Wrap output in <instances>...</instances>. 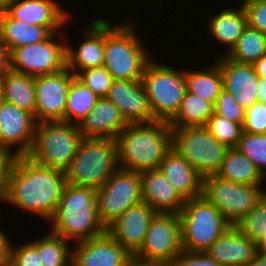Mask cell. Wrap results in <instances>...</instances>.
Wrapping results in <instances>:
<instances>
[{
  "label": "cell",
  "instance_id": "obj_35",
  "mask_svg": "<svg viewBox=\"0 0 266 266\" xmlns=\"http://www.w3.org/2000/svg\"><path fill=\"white\" fill-rule=\"evenodd\" d=\"M209 132L222 144L236 148L243 133V126L213 113L205 125Z\"/></svg>",
  "mask_w": 266,
  "mask_h": 266
},
{
  "label": "cell",
  "instance_id": "obj_22",
  "mask_svg": "<svg viewBox=\"0 0 266 266\" xmlns=\"http://www.w3.org/2000/svg\"><path fill=\"white\" fill-rule=\"evenodd\" d=\"M257 251V243L232 225L205 253L221 266H247Z\"/></svg>",
  "mask_w": 266,
  "mask_h": 266
},
{
  "label": "cell",
  "instance_id": "obj_2",
  "mask_svg": "<svg viewBox=\"0 0 266 266\" xmlns=\"http://www.w3.org/2000/svg\"><path fill=\"white\" fill-rule=\"evenodd\" d=\"M115 140L119 168L139 173L157 170L172 149V127L158 120L128 124Z\"/></svg>",
  "mask_w": 266,
  "mask_h": 266
},
{
  "label": "cell",
  "instance_id": "obj_19",
  "mask_svg": "<svg viewBox=\"0 0 266 266\" xmlns=\"http://www.w3.org/2000/svg\"><path fill=\"white\" fill-rule=\"evenodd\" d=\"M85 30L79 44L73 47L67 41V68L75 75L87 68L104 66L105 19L95 18Z\"/></svg>",
  "mask_w": 266,
  "mask_h": 266
},
{
  "label": "cell",
  "instance_id": "obj_32",
  "mask_svg": "<svg viewBox=\"0 0 266 266\" xmlns=\"http://www.w3.org/2000/svg\"><path fill=\"white\" fill-rule=\"evenodd\" d=\"M98 99L99 97L75 76L67 92L65 122L79 125Z\"/></svg>",
  "mask_w": 266,
  "mask_h": 266
},
{
  "label": "cell",
  "instance_id": "obj_3",
  "mask_svg": "<svg viewBox=\"0 0 266 266\" xmlns=\"http://www.w3.org/2000/svg\"><path fill=\"white\" fill-rule=\"evenodd\" d=\"M49 223L50 232L71 244L106 233L98 214L97 190L66 183Z\"/></svg>",
  "mask_w": 266,
  "mask_h": 266
},
{
  "label": "cell",
  "instance_id": "obj_17",
  "mask_svg": "<svg viewBox=\"0 0 266 266\" xmlns=\"http://www.w3.org/2000/svg\"><path fill=\"white\" fill-rule=\"evenodd\" d=\"M128 124L157 121L141 80H113L106 96Z\"/></svg>",
  "mask_w": 266,
  "mask_h": 266
},
{
  "label": "cell",
  "instance_id": "obj_4",
  "mask_svg": "<svg viewBox=\"0 0 266 266\" xmlns=\"http://www.w3.org/2000/svg\"><path fill=\"white\" fill-rule=\"evenodd\" d=\"M132 20L112 24L105 19L104 67L114 80H141L146 65L155 57L145 48Z\"/></svg>",
  "mask_w": 266,
  "mask_h": 266
},
{
  "label": "cell",
  "instance_id": "obj_18",
  "mask_svg": "<svg viewBox=\"0 0 266 266\" xmlns=\"http://www.w3.org/2000/svg\"><path fill=\"white\" fill-rule=\"evenodd\" d=\"M131 255L107 232L72 246L71 266H127Z\"/></svg>",
  "mask_w": 266,
  "mask_h": 266
},
{
  "label": "cell",
  "instance_id": "obj_40",
  "mask_svg": "<svg viewBox=\"0 0 266 266\" xmlns=\"http://www.w3.org/2000/svg\"><path fill=\"white\" fill-rule=\"evenodd\" d=\"M29 241L18 247L11 244L10 261L15 266H42L37 248Z\"/></svg>",
  "mask_w": 266,
  "mask_h": 266
},
{
  "label": "cell",
  "instance_id": "obj_30",
  "mask_svg": "<svg viewBox=\"0 0 266 266\" xmlns=\"http://www.w3.org/2000/svg\"><path fill=\"white\" fill-rule=\"evenodd\" d=\"M185 79L188 92L198 95L213 104H215L217 97L223 90L222 73L216 61L200 70H188L186 67Z\"/></svg>",
  "mask_w": 266,
  "mask_h": 266
},
{
  "label": "cell",
  "instance_id": "obj_27",
  "mask_svg": "<svg viewBox=\"0 0 266 266\" xmlns=\"http://www.w3.org/2000/svg\"><path fill=\"white\" fill-rule=\"evenodd\" d=\"M53 33L47 28L12 18L6 11L0 12V35L10 52L18 47L48 39Z\"/></svg>",
  "mask_w": 266,
  "mask_h": 266
},
{
  "label": "cell",
  "instance_id": "obj_50",
  "mask_svg": "<svg viewBox=\"0 0 266 266\" xmlns=\"http://www.w3.org/2000/svg\"><path fill=\"white\" fill-rule=\"evenodd\" d=\"M247 266H266V252L258 249L255 257Z\"/></svg>",
  "mask_w": 266,
  "mask_h": 266
},
{
  "label": "cell",
  "instance_id": "obj_6",
  "mask_svg": "<svg viewBox=\"0 0 266 266\" xmlns=\"http://www.w3.org/2000/svg\"><path fill=\"white\" fill-rule=\"evenodd\" d=\"M83 138L79 126L70 122L36 123L32 148L27 157L42 166L65 172Z\"/></svg>",
  "mask_w": 266,
  "mask_h": 266
},
{
  "label": "cell",
  "instance_id": "obj_41",
  "mask_svg": "<svg viewBox=\"0 0 266 266\" xmlns=\"http://www.w3.org/2000/svg\"><path fill=\"white\" fill-rule=\"evenodd\" d=\"M247 15V25L266 36V0H241Z\"/></svg>",
  "mask_w": 266,
  "mask_h": 266
},
{
  "label": "cell",
  "instance_id": "obj_11",
  "mask_svg": "<svg viewBox=\"0 0 266 266\" xmlns=\"http://www.w3.org/2000/svg\"><path fill=\"white\" fill-rule=\"evenodd\" d=\"M62 32L65 34L64 31L55 32L44 41L13 49L10 52L11 70L36 77L67 68V40L62 42L66 37Z\"/></svg>",
  "mask_w": 266,
  "mask_h": 266
},
{
  "label": "cell",
  "instance_id": "obj_37",
  "mask_svg": "<svg viewBox=\"0 0 266 266\" xmlns=\"http://www.w3.org/2000/svg\"><path fill=\"white\" fill-rule=\"evenodd\" d=\"M236 226L256 243L264 237L266 232L265 192L255 207Z\"/></svg>",
  "mask_w": 266,
  "mask_h": 266
},
{
  "label": "cell",
  "instance_id": "obj_31",
  "mask_svg": "<svg viewBox=\"0 0 266 266\" xmlns=\"http://www.w3.org/2000/svg\"><path fill=\"white\" fill-rule=\"evenodd\" d=\"M214 113V104L186 90L180 108L168 122L171 127L205 126Z\"/></svg>",
  "mask_w": 266,
  "mask_h": 266
},
{
  "label": "cell",
  "instance_id": "obj_54",
  "mask_svg": "<svg viewBox=\"0 0 266 266\" xmlns=\"http://www.w3.org/2000/svg\"><path fill=\"white\" fill-rule=\"evenodd\" d=\"M0 266H15V265L9 260V261L3 263V264L0 265Z\"/></svg>",
  "mask_w": 266,
  "mask_h": 266
},
{
  "label": "cell",
  "instance_id": "obj_5",
  "mask_svg": "<svg viewBox=\"0 0 266 266\" xmlns=\"http://www.w3.org/2000/svg\"><path fill=\"white\" fill-rule=\"evenodd\" d=\"M118 168L115 139L84 137L65 171L66 183L98 190Z\"/></svg>",
  "mask_w": 266,
  "mask_h": 266
},
{
  "label": "cell",
  "instance_id": "obj_9",
  "mask_svg": "<svg viewBox=\"0 0 266 266\" xmlns=\"http://www.w3.org/2000/svg\"><path fill=\"white\" fill-rule=\"evenodd\" d=\"M172 148L203 178L217 173L229 150L206 126L172 127Z\"/></svg>",
  "mask_w": 266,
  "mask_h": 266
},
{
  "label": "cell",
  "instance_id": "obj_42",
  "mask_svg": "<svg viewBox=\"0 0 266 266\" xmlns=\"http://www.w3.org/2000/svg\"><path fill=\"white\" fill-rule=\"evenodd\" d=\"M243 131L253 134H266V107L261 102L245 109Z\"/></svg>",
  "mask_w": 266,
  "mask_h": 266
},
{
  "label": "cell",
  "instance_id": "obj_20",
  "mask_svg": "<svg viewBox=\"0 0 266 266\" xmlns=\"http://www.w3.org/2000/svg\"><path fill=\"white\" fill-rule=\"evenodd\" d=\"M61 6L58 0H16L5 11L16 20L47 27L55 33L72 19Z\"/></svg>",
  "mask_w": 266,
  "mask_h": 266
},
{
  "label": "cell",
  "instance_id": "obj_29",
  "mask_svg": "<svg viewBox=\"0 0 266 266\" xmlns=\"http://www.w3.org/2000/svg\"><path fill=\"white\" fill-rule=\"evenodd\" d=\"M238 184L263 185L266 178L256 165L237 148H229L221 167L215 174Z\"/></svg>",
  "mask_w": 266,
  "mask_h": 266
},
{
  "label": "cell",
  "instance_id": "obj_36",
  "mask_svg": "<svg viewBox=\"0 0 266 266\" xmlns=\"http://www.w3.org/2000/svg\"><path fill=\"white\" fill-rule=\"evenodd\" d=\"M236 148L247 156L266 178V134L243 131Z\"/></svg>",
  "mask_w": 266,
  "mask_h": 266
},
{
  "label": "cell",
  "instance_id": "obj_53",
  "mask_svg": "<svg viewBox=\"0 0 266 266\" xmlns=\"http://www.w3.org/2000/svg\"><path fill=\"white\" fill-rule=\"evenodd\" d=\"M4 102L3 88L0 80V106Z\"/></svg>",
  "mask_w": 266,
  "mask_h": 266
},
{
  "label": "cell",
  "instance_id": "obj_10",
  "mask_svg": "<svg viewBox=\"0 0 266 266\" xmlns=\"http://www.w3.org/2000/svg\"><path fill=\"white\" fill-rule=\"evenodd\" d=\"M263 185L238 184L215 175L203 178L202 195L236 226L258 203Z\"/></svg>",
  "mask_w": 266,
  "mask_h": 266
},
{
  "label": "cell",
  "instance_id": "obj_38",
  "mask_svg": "<svg viewBox=\"0 0 266 266\" xmlns=\"http://www.w3.org/2000/svg\"><path fill=\"white\" fill-rule=\"evenodd\" d=\"M76 77L99 98L107 96L114 80L104 66L81 70L76 74Z\"/></svg>",
  "mask_w": 266,
  "mask_h": 266
},
{
  "label": "cell",
  "instance_id": "obj_15",
  "mask_svg": "<svg viewBox=\"0 0 266 266\" xmlns=\"http://www.w3.org/2000/svg\"><path fill=\"white\" fill-rule=\"evenodd\" d=\"M36 123L31 113L4 101L0 106V148L12 150L17 157L27 156L32 148Z\"/></svg>",
  "mask_w": 266,
  "mask_h": 266
},
{
  "label": "cell",
  "instance_id": "obj_51",
  "mask_svg": "<svg viewBox=\"0 0 266 266\" xmlns=\"http://www.w3.org/2000/svg\"><path fill=\"white\" fill-rule=\"evenodd\" d=\"M16 0H0V12L5 11Z\"/></svg>",
  "mask_w": 266,
  "mask_h": 266
},
{
  "label": "cell",
  "instance_id": "obj_21",
  "mask_svg": "<svg viewBox=\"0 0 266 266\" xmlns=\"http://www.w3.org/2000/svg\"><path fill=\"white\" fill-rule=\"evenodd\" d=\"M216 62L220 66L225 91L230 93L244 109L258 102V76L253 64L239 63L221 54Z\"/></svg>",
  "mask_w": 266,
  "mask_h": 266
},
{
  "label": "cell",
  "instance_id": "obj_16",
  "mask_svg": "<svg viewBox=\"0 0 266 266\" xmlns=\"http://www.w3.org/2000/svg\"><path fill=\"white\" fill-rule=\"evenodd\" d=\"M156 213L141 201L121 214L106 228V232L134 256L142 247L150 221Z\"/></svg>",
  "mask_w": 266,
  "mask_h": 266
},
{
  "label": "cell",
  "instance_id": "obj_33",
  "mask_svg": "<svg viewBox=\"0 0 266 266\" xmlns=\"http://www.w3.org/2000/svg\"><path fill=\"white\" fill-rule=\"evenodd\" d=\"M45 234L30 241L38 250L42 266H71V243L49 230Z\"/></svg>",
  "mask_w": 266,
  "mask_h": 266
},
{
  "label": "cell",
  "instance_id": "obj_26",
  "mask_svg": "<svg viewBox=\"0 0 266 266\" xmlns=\"http://www.w3.org/2000/svg\"><path fill=\"white\" fill-rule=\"evenodd\" d=\"M215 13L207 22V31L217 43L226 46L225 51H221L224 56L233 49L247 26V15L241 4L238 9L228 7Z\"/></svg>",
  "mask_w": 266,
  "mask_h": 266
},
{
  "label": "cell",
  "instance_id": "obj_47",
  "mask_svg": "<svg viewBox=\"0 0 266 266\" xmlns=\"http://www.w3.org/2000/svg\"><path fill=\"white\" fill-rule=\"evenodd\" d=\"M127 266H173L172 263L159 262V261H147L131 256Z\"/></svg>",
  "mask_w": 266,
  "mask_h": 266
},
{
  "label": "cell",
  "instance_id": "obj_45",
  "mask_svg": "<svg viewBox=\"0 0 266 266\" xmlns=\"http://www.w3.org/2000/svg\"><path fill=\"white\" fill-rule=\"evenodd\" d=\"M0 227V265L10 260V248L12 239L9 234L2 230Z\"/></svg>",
  "mask_w": 266,
  "mask_h": 266
},
{
  "label": "cell",
  "instance_id": "obj_1",
  "mask_svg": "<svg viewBox=\"0 0 266 266\" xmlns=\"http://www.w3.org/2000/svg\"><path fill=\"white\" fill-rule=\"evenodd\" d=\"M66 174L18 156L12 168L4 203L50 221L57 209Z\"/></svg>",
  "mask_w": 266,
  "mask_h": 266
},
{
  "label": "cell",
  "instance_id": "obj_13",
  "mask_svg": "<svg viewBox=\"0 0 266 266\" xmlns=\"http://www.w3.org/2000/svg\"><path fill=\"white\" fill-rule=\"evenodd\" d=\"M183 251L179 214L157 212L150 221L142 247L134 256L172 263Z\"/></svg>",
  "mask_w": 266,
  "mask_h": 266
},
{
  "label": "cell",
  "instance_id": "obj_24",
  "mask_svg": "<svg viewBox=\"0 0 266 266\" xmlns=\"http://www.w3.org/2000/svg\"><path fill=\"white\" fill-rule=\"evenodd\" d=\"M127 125L118 107L103 97L78 126L85 138L116 139Z\"/></svg>",
  "mask_w": 266,
  "mask_h": 266
},
{
  "label": "cell",
  "instance_id": "obj_25",
  "mask_svg": "<svg viewBox=\"0 0 266 266\" xmlns=\"http://www.w3.org/2000/svg\"><path fill=\"white\" fill-rule=\"evenodd\" d=\"M185 199L202 196L203 177L172 148L158 168Z\"/></svg>",
  "mask_w": 266,
  "mask_h": 266
},
{
  "label": "cell",
  "instance_id": "obj_8",
  "mask_svg": "<svg viewBox=\"0 0 266 266\" xmlns=\"http://www.w3.org/2000/svg\"><path fill=\"white\" fill-rule=\"evenodd\" d=\"M156 60L153 57L148 62L141 81L155 119L169 122L186 92L185 69L177 70Z\"/></svg>",
  "mask_w": 266,
  "mask_h": 266
},
{
  "label": "cell",
  "instance_id": "obj_23",
  "mask_svg": "<svg viewBox=\"0 0 266 266\" xmlns=\"http://www.w3.org/2000/svg\"><path fill=\"white\" fill-rule=\"evenodd\" d=\"M141 198L163 213H179L186 201L159 169L141 172Z\"/></svg>",
  "mask_w": 266,
  "mask_h": 266
},
{
  "label": "cell",
  "instance_id": "obj_46",
  "mask_svg": "<svg viewBox=\"0 0 266 266\" xmlns=\"http://www.w3.org/2000/svg\"><path fill=\"white\" fill-rule=\"evenodd\" d=\"M11 70L10 50L0 35V77Z\"/></svg>",
  "mask_w": 266,
  "mask_h": 266
},
{
  "label": "cell",
  "instance_id": "obj_48",
  "mask_svg": "<svg viewBox=\"0 0 266 266\" xmlns=\"http://www.w3.org/2000/svg\"><path fill=\"white\" fill-rule=\"evenodd\" d=\"M257 97L258 102L266 107V78L258 77Z\"/></svg>",
  "mask_w": 266,
  "mask_h": 266
},
{
  "label": "cell",
  "instance_id": "obj_49",
  "mask_svg": "<svg viewBox=\"0 0 266 266\" xmlns=\"http://www.w3.org/2000/svg\"><path fill=\"white\" fill-rule=\"evenodd\" d=\"M253 67L258 77L266 78V54L253 63Z\"/></svg>",
  "mask_w": 266,
  "mask_h": 266
},
{
  "label": "cell",
  "instance_id": "obj_52",
  "mask_svg": "<svg viewBox=\"0 0 266 266\" xmlns=\"http://www.w3.org/2000/svg\"><path fill=\"white\" fill-rule=\"evenodd\" d=\"M258 249L266 252V232L264 237L257 243Z\"/></svg>",
  "mask_w": 266,
  "mask_h": 266
},
{
  "label": "cell",
  "instance_id": "obj_12",
  "mask_svg": "<svg viewBox=\"0 0 266 266\" xmlns=\"http://www.w3.org/2000/svg\"><path fill=\"white\" fill-rule=\"evenodd\" d=\"M141 198V173L118 168L97 190V208L101 223L107 228Z\"/></svg>",
  "mask_w": 266,
  "mask_h": 266
},
{
  "label": "cell",
  "instance_id": "obj_7",
  "mask_svg": "<svg viewBox=\"0 0 266 266\" xmlns=\"http://www.w3.org/2000/svg\"><path fill=\"white\" fill-rule=\"evenodd\" d=\"M178 214L186 252H206L232 226L203 195L186 200Z\"/></svg>",
  "mask_w": 266,
  "mask_h": 266
},
{
  "label": "cell",
  "instance_id": "obj_28",
  "mask_svg": "<svg viewBox=\"0 0 266 266\" xmlns=\"http://www.w3.org/2000/svg\"><path fill=\"white\" fill-rule=\"evenodd\" d=\"M0 80L4 101L31 113L35 118V77L9 70Z\"/></svg>",
  "mask_w": 266,
  "mask_h": 266
},
{
  "label": "cell",
  "instance_id": "obj_39",
  "mask_svg": "<svg viewBox=\"0 0 266 266\" xmlns=\"http://www.w3.org/2000/svg\"><path fill=\"white\" fill-rule=\"evenodd\" d=\"M214 113L223 116L227 120L243 125L245 109L235 100V98L225 91H221L214 104Z\"/></svg>",
  "mask_w": 266,
  "mask_h": 266
},
{
  "label": "cell",
  "instance_id": "obj_34",
  "mask_svg": "<svg viewBox=\"0 0 266 266\" xmlns=\"http://www.w3.org/2000/svg\"><path fill=\"white\" fill-rule=\"evenodd\" d=\"M265 54L266 36L247 25L236 45L225 56L239 63L253 64Z\"/></svg>",
  "mask_w": 266,
  "mask_h": 266
},
{
  "label": "cell",
  "instance_id": "obj_44",
  "mask_svg": "<svg viewBox=\"0 0 266 266\" xmlns=\"http://www.w3.org/2000/svg\"><path fill=\"white\" fill-rule=\"evenodd\" d=\"M173 266H221L205 252L183 251L173 262Z\"/></svg>",
  "mask_w": 266,
  "mask_h": 266
},
{
  "label": "cell",
  "instance_id": "obj_43",
  "mask_svg": "<svg viewBox=\"0 0 266 266\" xmlns=\"http://www.w3.org/2000/svg\"><path fill=\"white\" fill-rule=\"evenodd\" d=\"M17 156L8 149L0 148V202L6 199L10 174Z\"/></svg>",
  "mask_w": 266,
  "mask_h": 266
},
{
  "label": "cell",
  "instance_id": "obj_14",
  "mask_svg": "<svg viewBox=\"0 0 266 266\" xmlns=\"http://www.w3.org/2000/svg\"><path fill=\"white\" fill-rule=\"evenodd\" d=\"M76 75L68 68L35 77V121L65 122L66 99L69 86Z\"/></svg>",
  "mask_w": 266,
  "mask_h": 266
},
{
  "label": "cell",
  "instance_id": "obj_55",
  "mask_svg": "<svg viewBox=\"0 0 266 266\" xmlns=\"http://www.w3.org/2000/svg\"><path fill=\"white\" fill-rule=\"evenodd\" d=\"M265 216H266V191H265Z\"/></svg>",
  "mask_w": 266,
  "mask_h": 266
}]
</instances>
